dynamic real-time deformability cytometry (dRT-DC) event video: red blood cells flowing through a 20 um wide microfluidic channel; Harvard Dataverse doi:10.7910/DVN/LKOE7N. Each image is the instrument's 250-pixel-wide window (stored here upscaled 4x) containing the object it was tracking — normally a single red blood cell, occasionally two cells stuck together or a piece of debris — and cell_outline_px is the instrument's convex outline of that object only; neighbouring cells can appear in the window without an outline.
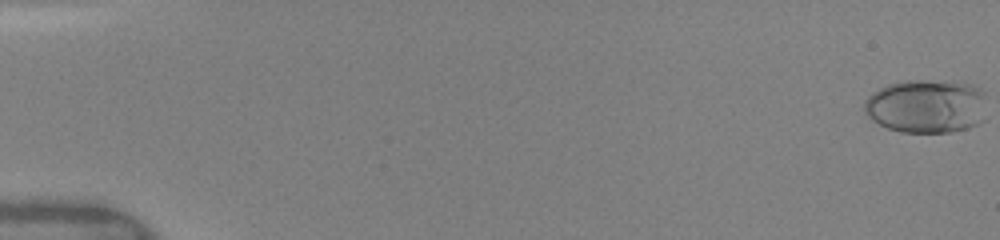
{"species": "human", "species_latin": "Homo sapiens", "temperature_condition": "warm", "stored_images_in_passage": 12, "camera_frame_rate_fps": 3000, "um_per_image_px": 0.085, "donor": {"sex": "female"}, "frame": {"image": 1, "passage_image": 1, "time_ms": 0.0, "image_size_px": [1000, 240], "cell_outline_px": [[984, 120], [976, 124], [964, 128], [948, 132], [900, 132], [888, 128], [872, 120], [864, 112], [864, 100], [872, 92], [888, 84], [900, 80], [952, 80], [972, 84], [980, 88], [984, 92]], "centroid_in_image_um": [78.73, 8.99], "position_along_channel_um": 6.3, "area_um2": 38.78}}
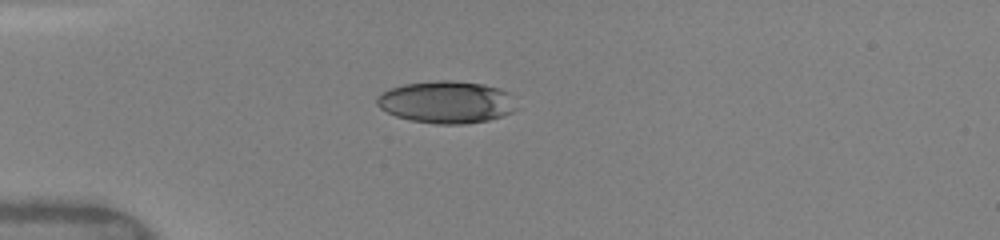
{"frame": {"image": 2, "passage_image": 9, "time_ms": 4.667, "image_size_px": [1000, 240], "cell_outline_px": [[520, 108], [512, 112], [488, 120], [464, 124], [436, 124], [412, 120], [396, 116], [380, 108], [376, 104], [376, 96], [380, 92], [404, 84], [436, 80], [452, 80], [484, 84], [508, 92]], "centroid_in_image_um": [37.95, 8.67], "position_along_channel_um": 47.0, "area_um2": 34.45}}
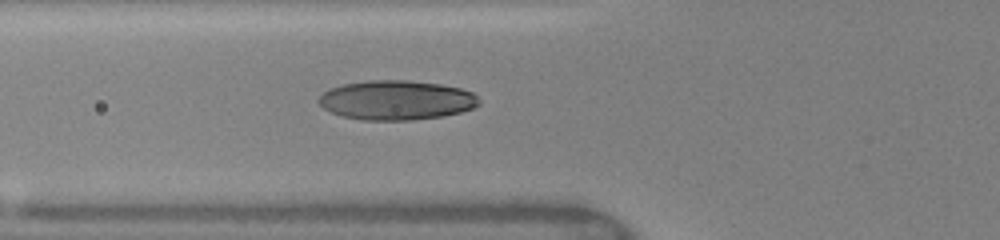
{"frame": {"image": 3, "passage_image": 12, "time_ms": 6.333, "image_size_px": [1000, 240], "cell_outline_px": [[480, 104], [472, 108], [460, 112], [444, 116], [412, 120], [364, 120], [344, 116], [332, 112], [324, 108], [316, 100], [328, 88], [344, 84], [368, 80], [408, 80], [440, 84], [460, 88], [472, 92], [480, 100]], "centroid_in_image_um": [33.7, 8.51], "position_along_channel_um": 92.1, "area_um2": 36.88}}